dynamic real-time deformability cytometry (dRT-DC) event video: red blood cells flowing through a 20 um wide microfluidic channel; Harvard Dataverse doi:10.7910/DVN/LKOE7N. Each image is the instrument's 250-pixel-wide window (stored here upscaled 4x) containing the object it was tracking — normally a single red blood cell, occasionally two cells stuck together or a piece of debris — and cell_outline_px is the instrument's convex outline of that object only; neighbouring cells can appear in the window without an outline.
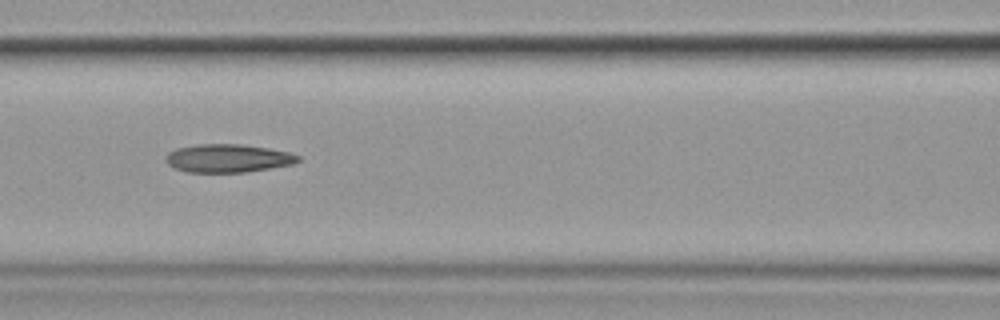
{"species": "common noctule bat (a hibernating species)", "species_latin": "Nyctalus noctula", "temperature_condition": "cold", "stored_images_in_passage": 15, "camera_frame_rate_fps": 3000, "um_per_image_px": 0.085, "animal": {"sex": "female", "body_mass_g": 19.9}, "frame": {"image": 1, "passage_image": 7, "time_ms": 8.0, "image_size_px": [1000, 320], "cell_outline_px": [[300, 160], [292, 164], [244, 172], [188, 172], [176, 168], [168, 164], [164, 156], [168, 152], [176, 148], [196, 144], [240, 144], [268, 148], [288, 152], [300, 156]], "centroid_in_image_um": [19.34, 13.44], "position_along_channel_um": 147.3, "area_um2": 21.62}, "authors_computed_cell_mechanics": {"area_um2": 23.1778, "velocity_mm_per_s": 3.5851, "shape_relaxation_time_tau1_ms": 10.6656, "shape_relaxation_time_tau2_ms": 3.5881, "deformation_change_tau1": 0.2042, "deformation_change_tau2": 0.12}}